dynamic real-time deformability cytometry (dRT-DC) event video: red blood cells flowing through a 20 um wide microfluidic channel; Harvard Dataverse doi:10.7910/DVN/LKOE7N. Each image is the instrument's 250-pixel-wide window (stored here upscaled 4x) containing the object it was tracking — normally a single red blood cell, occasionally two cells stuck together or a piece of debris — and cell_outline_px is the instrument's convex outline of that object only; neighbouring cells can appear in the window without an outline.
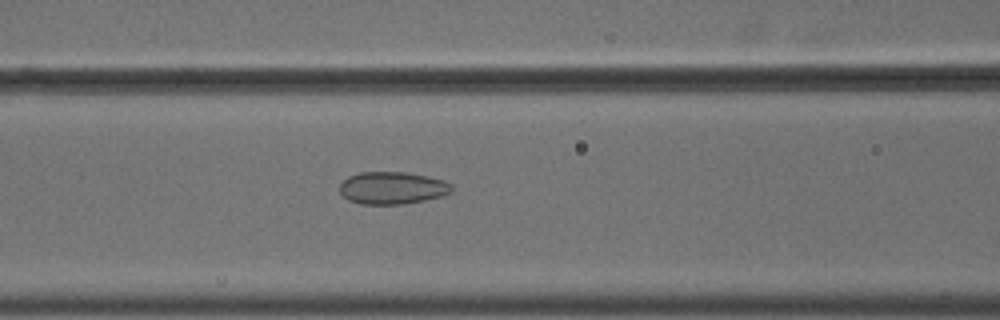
{"species": "common noctule bat (a hibernating species)", "species_latin": "Nyctalus noctula", "temperature_condition": "cold", "stored_images_in_passage": 55, "camera_frame_rate_fps": 3000, "um_per_image_px": 0.085, "animal": {"sex": "male", "body_mass_g": 18.8}, "frame": {"image": 1, "passage_image": 24, "time_ms": 7.667, "image_size_px": [1000, 320], "cell_outline_px": [[452, 192], [440, 196], [424, 200], [404, 204], [360, 204], [348, 200], [340, 192], [340, 184], [348, 176], [360, 172], [408, 172], [428, 176], [444, 180], [452, 184]], "centroid_in_image_um": [33.35, 15.97], "position_along_channel_um": 133.3, "area_um2": 21.21}}
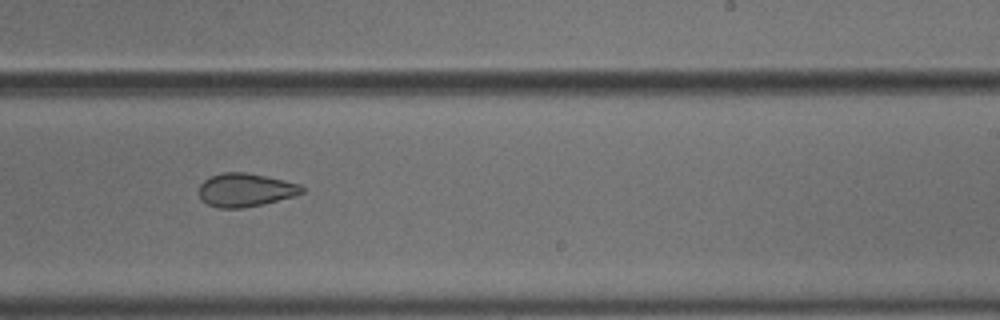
{"frame": {"image": 2, "passage_image": 35, "time_ms": 11.333, "image_size_px": [1000, 320], "cell_outline_px": [[304, 192], [292, 196], [264, 204], [240, 208], [216, 208], [208, 204], [200, 196], [200, 184], [204, 180], [212, 176], [224, 172], [248, 172], [284, 180], [300, 184], [304, 188]], "centroid_in_image_um": [20.87, 16.14], "position_along_channel_um": 268.1, "area_um2": 19.88}}
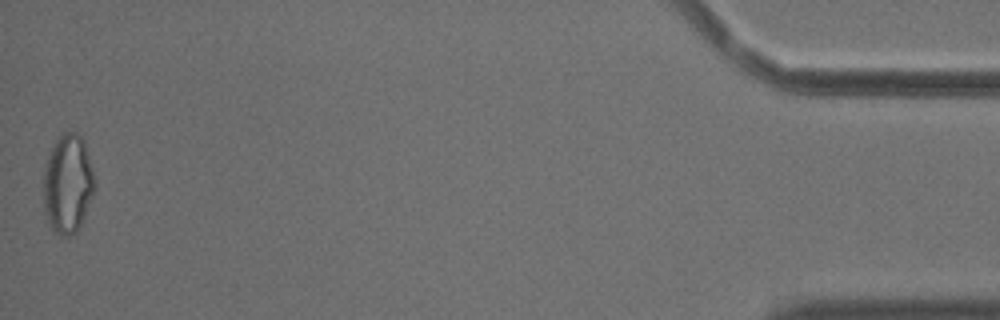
{"frame": {"image": 3, "passage_image": 55, "time_ms": 18.0, "image_size_px": [1000, 320], "cell_outline_px": [[96, 188], [84, 216], [76, 232], [68, 236], [60, 236], [48, 224], [44, 212], [44, 164], [56, 140], [64, 132], [76, 132], [84, 140], [92, 168], [96, 184]], "centroid_in_image_um": [5.76, 15.63], "position_along_channel_um": 429.4, "area_um2": 29.54}, "authors_computed_cell_mechanics": {"area_um2": 24.7384, "velocity_mm_per_s": 3.6757, "shape_relaxation_time_tau1_ms": null, "shape_relaxation_time_tau2_ms": 2.49, "deformation_change_tau1": null, "deformation_change_tau2": 0.0654}}